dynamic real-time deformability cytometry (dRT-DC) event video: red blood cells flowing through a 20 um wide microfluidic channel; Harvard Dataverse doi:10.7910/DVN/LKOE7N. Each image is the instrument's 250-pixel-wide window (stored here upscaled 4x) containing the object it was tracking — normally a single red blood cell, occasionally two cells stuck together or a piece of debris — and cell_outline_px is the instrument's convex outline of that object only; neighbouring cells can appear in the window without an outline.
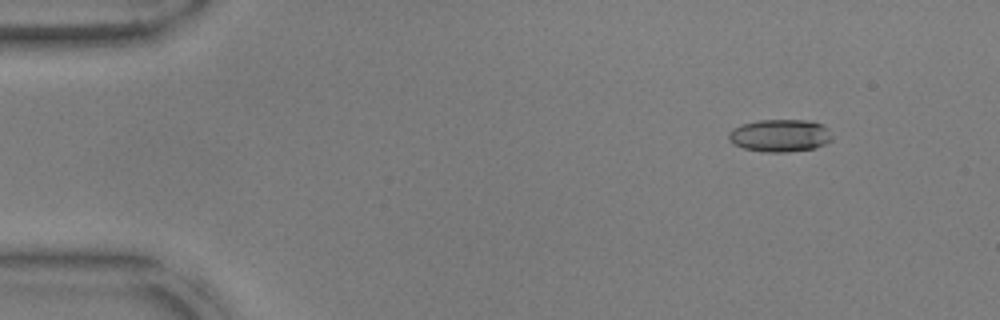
{"species": "common noctule bat (a hibernating species)", "species_latin": "Nyctalus noctula", "temperature_condition": "warm", "stored_images_in_passage": 11, "camera_frame_rate_fps": 3000, "um_per_image_px": 0.085, "animal": {"sex": "male", "body_mass_g": 17.9, "forearm_length_mm": 54.2}, "frame": {"image": 1, "passage_image": 2, "time_ms": 0.333, "image_size_px": [1000, 320], "cell_outline_px": [[832, 140], [824, 144], [812, 148], [788, 152], [764, 152], [744, 148], [732, 144], [728, 140], [728, 132], [732, 128], [740, 124], [760, 120], [812, 120], [828, 128], [832, 136]], "centroid_in_image_um": [66.26, 11.51], "position_along_channel_um": 18.7, "area_um2": 19.77}}